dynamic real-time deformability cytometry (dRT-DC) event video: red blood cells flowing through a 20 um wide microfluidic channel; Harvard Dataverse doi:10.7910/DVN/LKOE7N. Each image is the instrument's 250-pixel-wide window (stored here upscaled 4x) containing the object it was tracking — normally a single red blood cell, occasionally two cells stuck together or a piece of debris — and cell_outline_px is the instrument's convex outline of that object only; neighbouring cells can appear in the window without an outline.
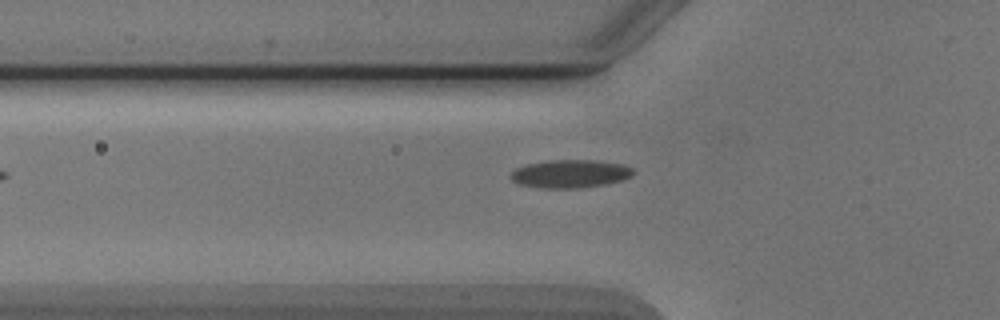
{"species": "Egyptian fruit bat (a non-hibernating species)", "species_latin": "Rousettus aegyptiacus", "temperature_condition": "cold", "stored_images_in_passage": 5, "camera_frame_rate_fps": 3000, "um_per_image_px": 0.085, "animal": {"sex": "male"}, "frame": {"image": 1, "passage_image": 5, "time_ms": 5.667, "image_size_px": [1000, 320], "cell_outline_px": [[636, 172], [632, 176], [624, 180], [604, 184], [576, 188], [544, 188], [520, 184], [512, 180], [508, 176], [516, 168], [524, 164], [552, 160], [596, 160], [624, 164], [632, 168]], "centroid_in_image_um": [48.49, 14.76], "position_along_channel_um": 77.3, "area_um2": 20.17}}